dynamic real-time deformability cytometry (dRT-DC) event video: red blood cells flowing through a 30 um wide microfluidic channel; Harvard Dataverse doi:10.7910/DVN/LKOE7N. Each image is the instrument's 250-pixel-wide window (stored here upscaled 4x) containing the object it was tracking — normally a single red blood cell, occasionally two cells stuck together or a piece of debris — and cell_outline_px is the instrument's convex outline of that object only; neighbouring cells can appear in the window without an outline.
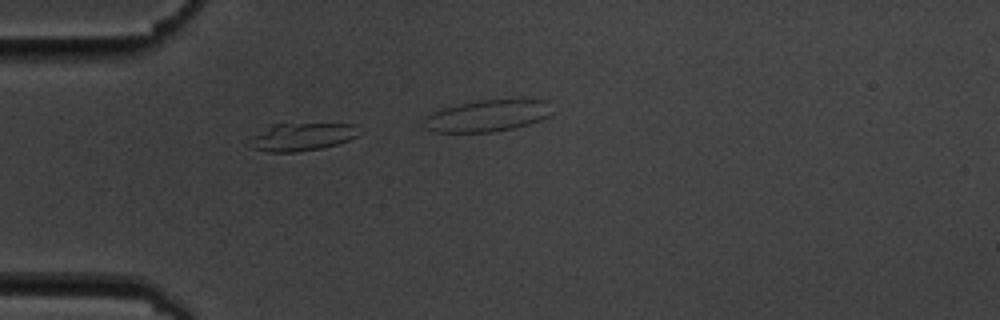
{"species": "common noctule bat (a hibernating species)", "species_latin": "Nyctalus noctula", "temperature_condition": "cold", "stored_images_in_passage": 5, "camera_frame_rate_fps": 3000, "um_per_image_px": 0.085, "animal": {"sex": "male", "body_mass_g": 19.5, "forearm_length_mm": 54.6}, "frame": {"image": 1, "passage_image": 4, "time_ms": 4.333, "image_size_px": [1000, 320], "cell_outline_px": [[364, 132], [360, 136], [336, 144], [320, 148], [296, 152], [268, 152], [252, 148], [244, 144], [252, 136], [272, 124], [356, 124]], "centroid_in_image_um": [25.67, 11.63], "position_along_channel_um": 59.3, "area_um2": 18.03}}